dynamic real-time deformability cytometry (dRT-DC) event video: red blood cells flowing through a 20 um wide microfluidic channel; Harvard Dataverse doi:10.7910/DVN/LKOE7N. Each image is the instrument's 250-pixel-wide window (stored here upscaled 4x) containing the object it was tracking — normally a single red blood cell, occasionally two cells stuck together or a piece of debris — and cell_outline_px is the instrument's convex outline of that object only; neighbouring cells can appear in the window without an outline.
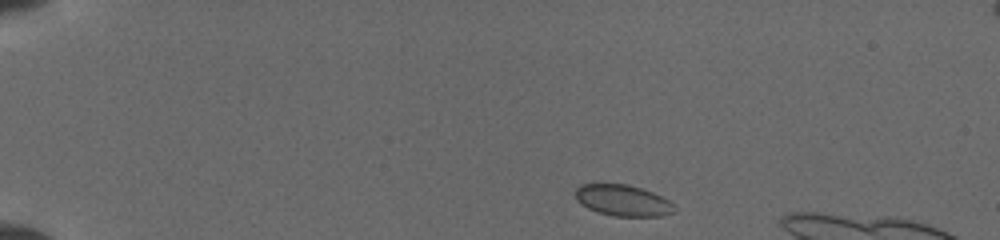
{"species": "common noctule bat (a hibernating species)", "species_latin": "Nyctalus noctula", "temperature_condition": "cold", "stored_images_in_passage": 7, "camera_frame_rate_fps": 3000, "um_per_image_px": 0.085, "animal": {"sex": "female", "body_mass_g": 19.5, "forearm_length_mm": 54.1}, "frame": {"image": 1, "passage_image": 1, "time_ms": 0.0, "image_size_px": [1000, 240], "cell_outline_px": [[676, 212], [660, 216], [612, 216], [596, 212], [580, 204], [576, 200], [576, 188], [580, 184], [628, 184], [652, 192], [668, 200], [676, 208]], "centroid_in_image_um": [52.93, 17.04], "position_along_channel_um": 32.1, "area_um2": 18.03}}